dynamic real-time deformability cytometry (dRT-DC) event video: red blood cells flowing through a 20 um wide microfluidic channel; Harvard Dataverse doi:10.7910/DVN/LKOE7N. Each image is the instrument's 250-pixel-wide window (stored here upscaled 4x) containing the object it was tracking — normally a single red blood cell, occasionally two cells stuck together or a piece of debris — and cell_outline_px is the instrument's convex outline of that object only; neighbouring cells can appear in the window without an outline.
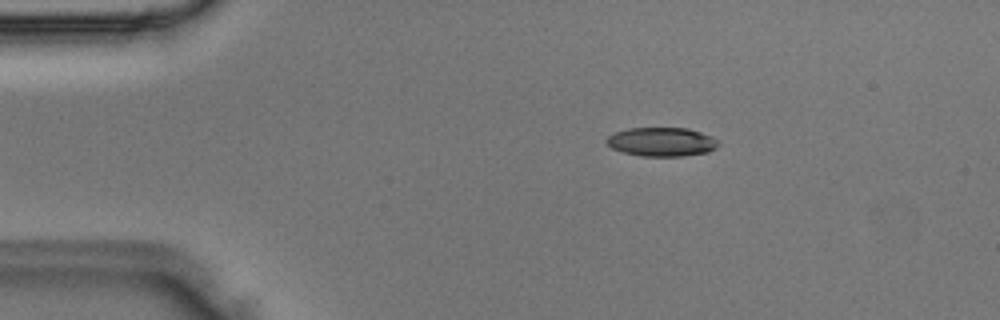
{"species": "Egyptian fruit bat (a non-hibernating species)", "species_latin": "Rousettus aegyptiacus", "temperature_condition": "room temperature", "stored_images_in_passage": 4, "camera_frame_rate_fps": 3000, "um_per_image_px": 0.085, "animal": {"sex": "male"}, "frame": {"image": 1, "passage_image": 3, "time_ms": 0.667, "image_size_px": [1000, 320], "cell_outline_px": [[720, 144], [716, 148], [708, 152], [684, 156], [640, 156], [624, 152], [612, 148], [604, 140], [608, 136], [616, 132], [628, 128], [688, 128], [712, 136], [720, 140]], "centroid_in_image_um": [56.28, 12.06], "position_along_channel_um": 28.7, "area_um2": 18.96}}